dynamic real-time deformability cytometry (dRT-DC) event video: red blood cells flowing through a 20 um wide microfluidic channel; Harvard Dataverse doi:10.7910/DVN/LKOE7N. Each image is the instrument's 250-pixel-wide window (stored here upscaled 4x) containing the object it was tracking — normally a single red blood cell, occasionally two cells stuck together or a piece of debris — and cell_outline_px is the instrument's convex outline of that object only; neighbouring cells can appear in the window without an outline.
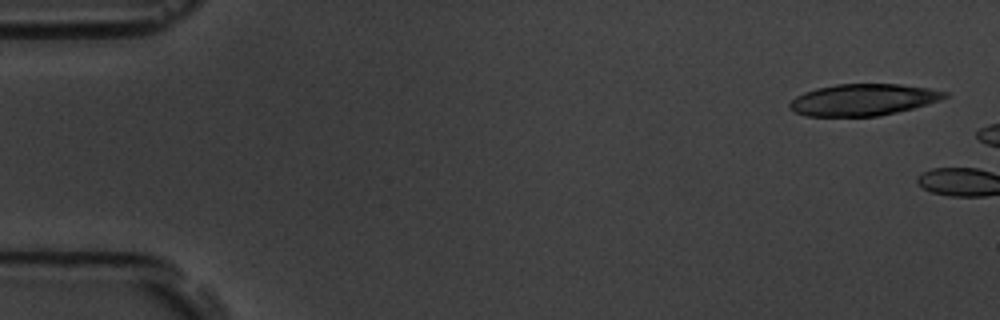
{"species": "common noctule bat (a hibernating species)", "species_latin": "Nyctalus noctula", "temperature_condition": "room temperature", "stored_images_in_passage": 2, "camera_frame_rate_fps": 3000, "um_per_image_px": 0.085, "animal": {"sex": "male", "body_mass_g": 19.5, "forearm_length_mm": 54.6}, "frame": {"image": 1, "passage_image": 1, "time_ms": 0.0, "image_size_px": [1000, 320], "cell_outline_px": [[948, 96], [940, 100], [928, 104], [880, 116], [804, 116], [788, 108], [788, 104], [796, 96], [804, 92], [816, 88], [836, 84], [900, 84], [928, 88], [948, 92]], "centroid_in_image_um": [73.35, 8.48], "position_along_channel_um": 11.7, "area_um2": 28.61}}